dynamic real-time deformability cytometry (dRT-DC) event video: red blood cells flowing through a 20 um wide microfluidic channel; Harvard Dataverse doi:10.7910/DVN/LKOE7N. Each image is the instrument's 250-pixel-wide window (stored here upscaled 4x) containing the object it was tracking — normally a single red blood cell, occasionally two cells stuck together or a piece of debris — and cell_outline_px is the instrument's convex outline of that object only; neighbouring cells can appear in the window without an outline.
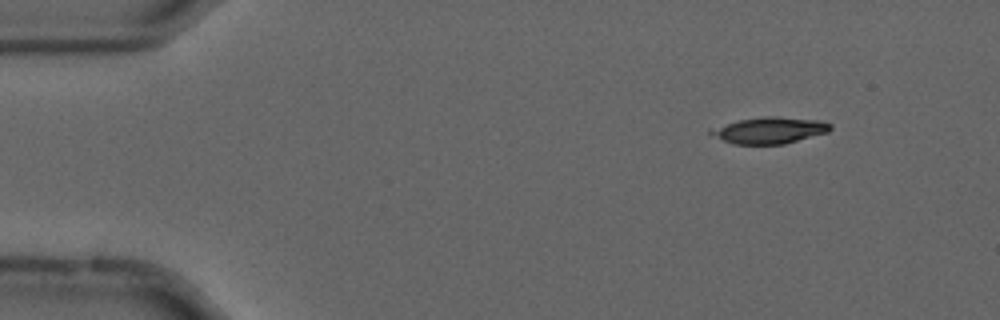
{"species": "common noctule bat (a hibernating species)", "species_latin": "Nyctalus noctula", "temperature_condition": "cold", "stored_images_in_passage": 14, "camera_frame_rate_fps": 3000, "um_per_image_px": 0.085, "animal": {"sex": "male", "forearm_length_mm": 52.5}, "frame": {"image": 1, "passage_image": 7, "time_ms": 2.0, "image_size_px": [1000, 320], "cell_outline_px": [[832, 128], [828, 132], [784, 144], [732, 144], [708, 132], [708, 128], [740, 120], [764, 116], [776, 116], [820, 120], [832, 124]], "centroid_in_image_um": [65.43, 11.07], "position_along_channel_um": 19.6, "area_um2": 18.38}}